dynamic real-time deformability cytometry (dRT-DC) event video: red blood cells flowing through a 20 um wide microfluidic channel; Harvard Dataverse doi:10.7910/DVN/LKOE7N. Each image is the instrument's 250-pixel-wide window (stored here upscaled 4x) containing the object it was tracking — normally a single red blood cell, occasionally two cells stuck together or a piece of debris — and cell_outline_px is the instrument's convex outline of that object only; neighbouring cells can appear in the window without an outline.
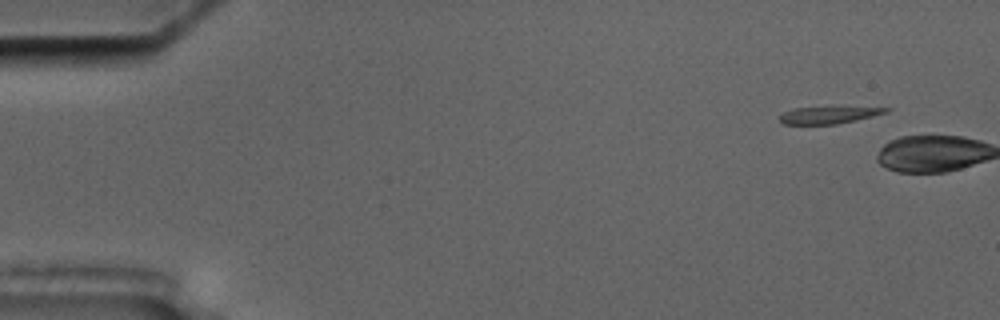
{"species": "common noctule bat (a hibernating species)", "species_latin": "Nyctalus noctula", "temperature_condition": "cold", "stored_images_in_passage": 3, "camera_frame_rate_fps": 3000, "um_per_image_px": 0.085, "animal": {"sex": "male", "body_mass_g": 17.5, "forearm_length_mm": 52.3}, "frame": {"image": 1, "passage_image": 2, "time_ms": 1.0, "image_size_px": [1000, 320], "cell_outline_px": [[892, 108], [888, 112], [856, 120], [836, 124], [784, 124], [780, 120], [780, 116], [784, 112], [792, 108], [832, 104]], "centroid_in_image_um": [70.5, 9.7], "position_along_channel_um": 14.5, "area_um2": 11.5}}